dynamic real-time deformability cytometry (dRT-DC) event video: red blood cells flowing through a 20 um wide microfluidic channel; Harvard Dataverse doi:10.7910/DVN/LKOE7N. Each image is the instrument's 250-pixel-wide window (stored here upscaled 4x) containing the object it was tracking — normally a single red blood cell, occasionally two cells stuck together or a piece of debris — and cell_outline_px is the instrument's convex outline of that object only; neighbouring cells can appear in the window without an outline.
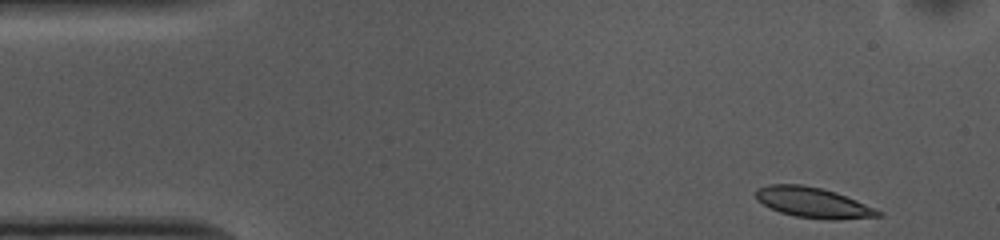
{"species": "common noctule bat (a hibernating species)", "species_latin": "Nyctalus noctula", "temperature_condition": "cold", "stored_images_in_passage": 50, "camera_frame_rate_fps": 3000, "um_per_image_px": 0.085, "animal": {"sex": "female", "body_mass_g": 10.0, "forearm_length_mm": 53.1}, "frame": {"image": 1, "passage_image": 1, "time_ms": 0.0, "image_size_px": [1000, 240], "cell_outline_px": [[884, 216], [836, 220], [828, 220], [796, 216], [780, 212], [768, 208], [756, 200], [756, 188], [768, 184], [800, 184], [820, 188], [836, 192], [856, 200], [884, 212]], "centroid_in_image_um": [69.11, 17.22], "position_along_channel_um": 15.9, "area_um2": 21.85}}
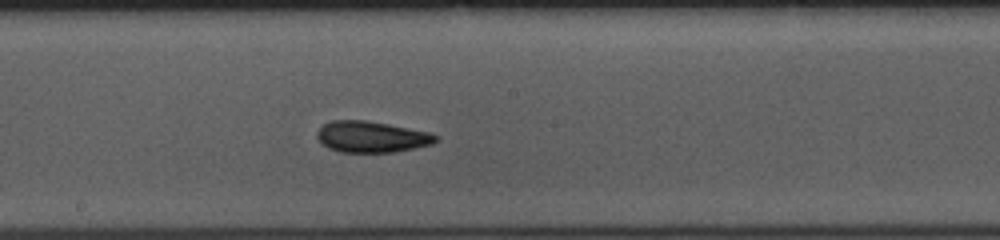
{"frame": {"image": 2, "passage_image": 24, "time_ms": 7.667, "image_size_px": [1000, 240], "cell_outline_px": [[440, 136], [432, 144], [396, 152], [340, 152], [328, 148], [316, 136], [316, 132], [324, 124], [332, 120], [364, 120], [388, 124], [428, 132]], "centroid_in_image_um": [31.58, 11.63], "position_along_channel_um": 216.6, "area_um2": 21.44}}
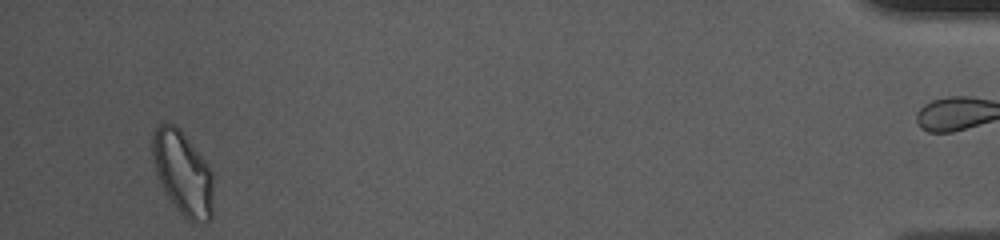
{"frame": {"image": 3, "passage_image": 47, "time_ms": 15.333, "image_size_px": [1000, 240], "cell_outline_px": [[212, 216], [208, 220], [196, 224], [192, 224], [176, 208], [160, 184], [152, 160], [152, 136], [156, 128], [164, 120], [180, 128], [208, 164], [212, 172]], "centroid_in_image_um": [15.53, 14.69], "position_along_channel_um": 419.7, "area_um2": 29.88}, "authors_computed_cell_mechanics": {"area_um2": 21.7039, "velocity_mm_per_s": 3.7095, "shape_relaxation_time_tau1_ms": 3.0067, "shape_relaxation_time_tau2_ms": 3.6604, "deformation_change_tau1": 0.1324, "deformation_change_tau2": 0.0922}}